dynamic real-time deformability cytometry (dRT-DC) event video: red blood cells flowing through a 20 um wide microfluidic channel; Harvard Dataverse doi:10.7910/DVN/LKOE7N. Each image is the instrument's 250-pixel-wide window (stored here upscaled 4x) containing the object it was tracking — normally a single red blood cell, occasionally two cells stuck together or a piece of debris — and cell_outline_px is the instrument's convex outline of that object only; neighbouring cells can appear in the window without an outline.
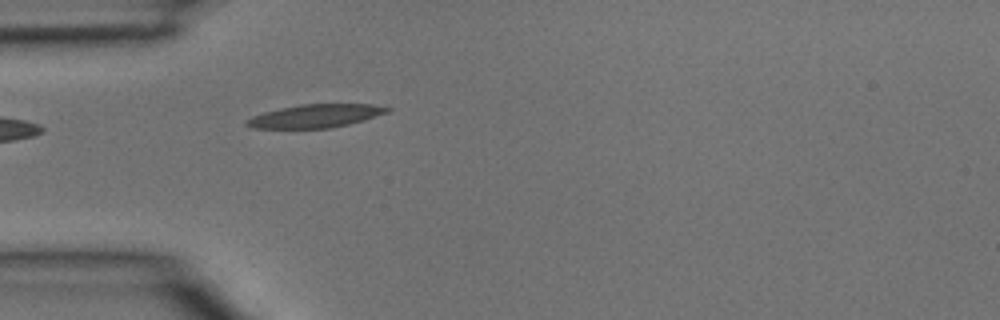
{"species": "common noctule bat (a hibernating species)", "species_latin": "Nyctalus noctula", "temperature_condition": "room temperature", "stored_images_in_passage": 1, "camera_frame_rate_fps": 3000, "um_per_image_px": 0.085, "animal": {"sex": "male", "body_mass_g": 15.6}, "frame": {"image": 1, "passage_image": 1, "time_ms": 0.0, "image_size_px": [1000, 320], "cell_outline_px": [[392, 108], [388, 112], [364, 120], [348, 124], [328, 128], [252, 128], [244, 124], [244, 120], [252, 116], [264, 112], [280, 108], [300, 104], [372, 104]], "centroid_in_image_um": [26.78, 9.85], "position_along_channel_um": 58.2, "area_um2": 19.02}}